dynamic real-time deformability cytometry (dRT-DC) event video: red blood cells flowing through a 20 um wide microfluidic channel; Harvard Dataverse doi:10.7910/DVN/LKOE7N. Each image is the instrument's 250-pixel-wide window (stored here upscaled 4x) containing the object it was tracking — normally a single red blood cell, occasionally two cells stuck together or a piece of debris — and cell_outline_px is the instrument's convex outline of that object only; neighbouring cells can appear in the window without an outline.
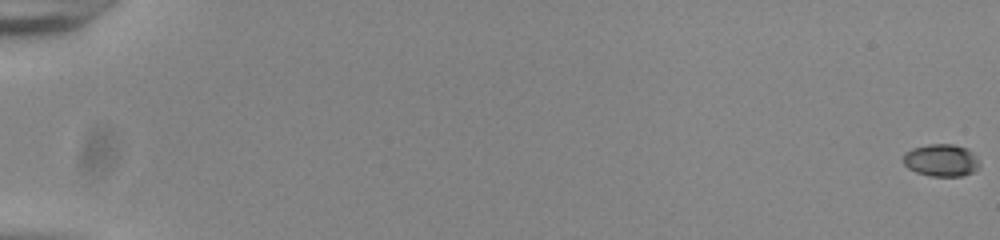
{"species": "common noctule bat (a hibernating species)", "species_latin": "Nyctalus noctula", "temperature_condition": "room temperature", "stored_images_in_passage": 56, "camera_frame_rate_fps": 3000, "um_per_image_px": 0.085, "animal": {"sex": "male", "body_mass_g": 20.0, "forearm_length_mm": 53.3}, "frame": {"image": 1, "passage_image": 1, "time_ms": 0.0, "image_size_px": [1000, 240], "cell_outline_px": [[980, 168], [972, 172], [960, 176], [932, 176], [916, 172], [908, 168], [904, 164], [904, 152], [912, 148], [928, 144], [952, 144], [968, 148], [972, 152], [980, 164]], "centroid_in_image_um": [80.01, 13.61], "position_along_channel_um": 5.0, "area_um2": 14.39}}
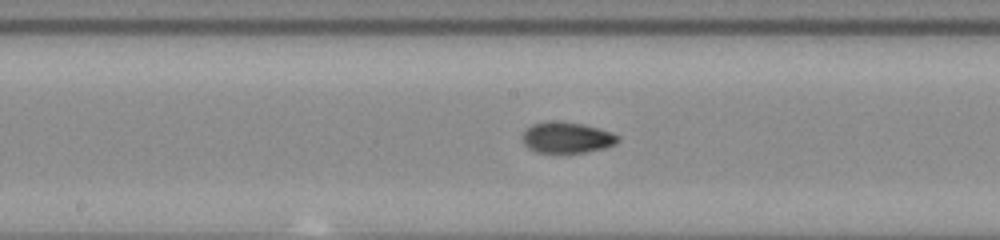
{"frame": {"image": 2, "passage_image": 32, "time_ms": 10.333, "image_size_px": [1000, 240], "cell_outline_px": [[620, 140], [616, 144], [604, 148], [584, 152], [536, 152], [528, 148], [524, 144], [524, 132], [532, 124], [584, 124], [612, 132], [620, 136]], "centroid_in_image_um": [48.27, 11.74], "position_along_channel_um": 199.9, "area_um2": 16.42}}
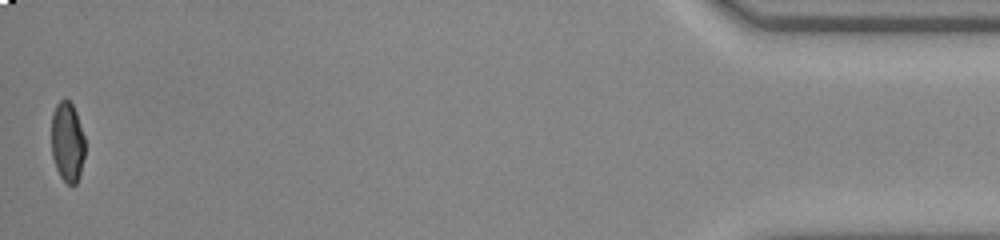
{"frame": {"image": 3, "passage_image": 56, "time_ms": 18.333, "image_size_px": [1000, 240], "cell_outline_px": [[84, 156], [80, 172], [76, 184], [68, 184], [60, 176], [56, 168], [52, 156], [52, 112], [56, 104], [64, 96], [72, 104], [76, 112], [84, 136]], "centroid_in_image_um": [5.71, 12.02], "position_along_channel_um": 429.5, "area_um2": 15.61}, "authors_computed_cell_mechanics": {"area_um2": 16.2996, "velocity_mm_per_s": 3.886, "shape_relaxation_time_tau1_ms": null, "shape_relaxation_time_tau2_ms": 1.2717, "deformation_change_tau1": null, "deformation_change_tau2": 0.0588}}